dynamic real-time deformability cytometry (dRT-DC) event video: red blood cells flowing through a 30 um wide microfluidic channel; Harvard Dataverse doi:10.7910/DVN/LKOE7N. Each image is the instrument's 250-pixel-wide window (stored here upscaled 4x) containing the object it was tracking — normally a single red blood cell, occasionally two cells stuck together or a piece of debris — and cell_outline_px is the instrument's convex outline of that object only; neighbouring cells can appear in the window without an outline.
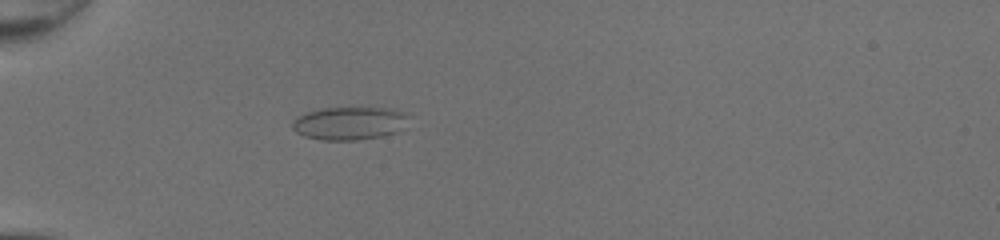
{"species": "common noctule bat (a hibernating species)", "species_latin": "Nyctalus noctula", "temperature_condition": "room temperature", "stored_images_in_passage": 36, "camera_frame_rate_fps": 3000, "um_per_image_px": 0.085, "animal": {"sex": "female", "body_mass_g": 20.0, "forearm_length_mm": 54.0}, "frame": {"image": 1, "passage_image": 3, "time_ms": 0.667, "image_size_px": [1000, 240], "cell_outline_px": [[412, 116], [408, 128], [396, 132], [380, 136], [356, 140], [320, 140], [304, 136], [296, 132], [292, 128], [292, 120], [296, 116], [304, 112], [320, 108], [396, 108], [408, 112]], "centroid_in_image_um": [29.79, 10.46], "position_along_channel_um": 55.2, "area_um2": 23.24}}
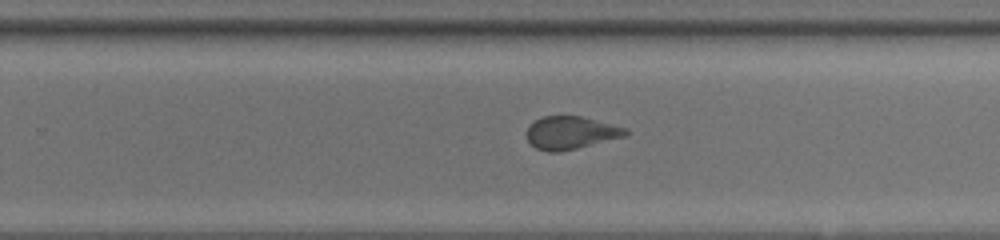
{"frame": {"image": 2, "passage_image": 20, "time_ms": 6.333, "image_size_px": [1000, 240], "cell_outline_px": [[628, 136], [560, 152], [548, 152], [536, 148], [528, 140], [528, 124], [544, 116], [584, 116], [628, 128]], "centroid_in_image_um": [48.57, 11.28], "position_along_channel_um": 281.2, "area_um2": 19.07}}
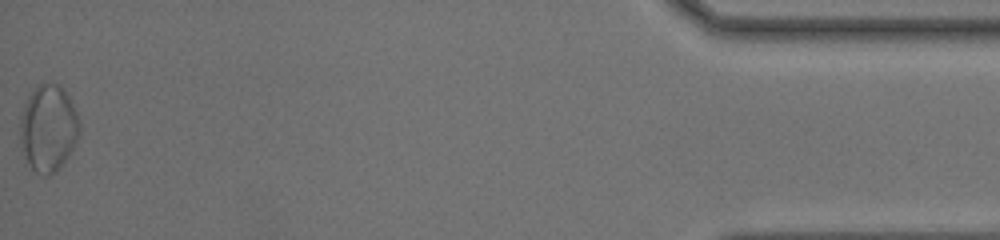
{"frame": {"image": 3, "passage_image": 36, "time_ms": 11.667, "image_size_px": [1000, 240], "cell_outline_px": [[80, 132], [68, 156], [56, 172], [48, 176], [40, 176], [32, 168], [24, 156], [20, 144], [20, 116], [28, 96], [40, 84], [56, 84], [64, 88], [80, 120]], "centroid_in_image_um": [4.1, 10.93], "position_along_channel_um": 431.1, "area_um2": 29.94}, "authors_computed_cell_mechanics": {"area_um2": 19.9121, "velocity_mm_per_s": 4.34, "shape_relaxation_time_tau1_ms": 8.8852, "shape_relaxation_time_tau2_ms": null, "deformation_change_tau1": 0.2151, "deformation_change_tau2": null}}